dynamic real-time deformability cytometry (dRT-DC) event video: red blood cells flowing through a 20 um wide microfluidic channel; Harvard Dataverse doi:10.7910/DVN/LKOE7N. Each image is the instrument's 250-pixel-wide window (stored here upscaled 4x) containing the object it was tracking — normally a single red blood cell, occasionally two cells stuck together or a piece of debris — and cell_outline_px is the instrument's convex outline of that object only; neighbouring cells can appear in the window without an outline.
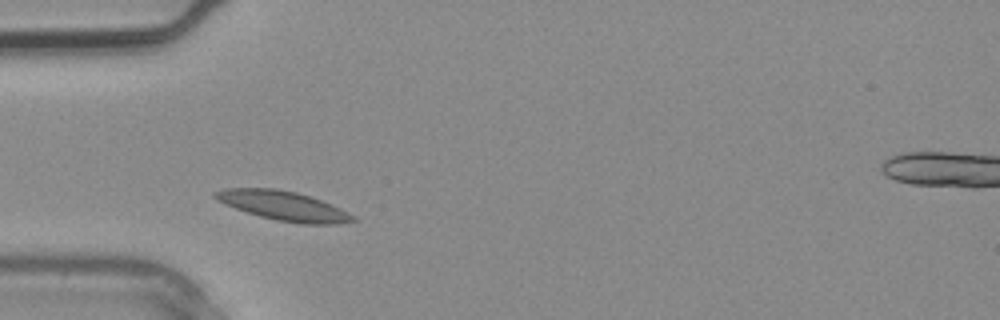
{"species": "common noctule bat (a hibernating species)", "species_latin": "Nyctalus noctula", "temperature_condition": "warm", "stored_images_in_passage": 3, "camera_frame_rate_fps": 3000, "um_per_image_px": 0.085, "animal": {"sex": "male", "body_mass_g": 20.4}, "frame": {"image": 1, "passage_image": 2, "time_ms": 0.333, "image_size_px": [1000, 320], "cell_outline_px": [[360, 220], [344, 224], [300, 224], [276, 220], [260, 216], [236, 208], [212, 196], [212, 192], [224, 188], [276, 188], [296, 192], [312, 196], [332, 204], [356, 216]], "centroid_in_image_um": [24.19, 17.5], "position_along_channel_um": 60.8, "area_um2": 23.76}}